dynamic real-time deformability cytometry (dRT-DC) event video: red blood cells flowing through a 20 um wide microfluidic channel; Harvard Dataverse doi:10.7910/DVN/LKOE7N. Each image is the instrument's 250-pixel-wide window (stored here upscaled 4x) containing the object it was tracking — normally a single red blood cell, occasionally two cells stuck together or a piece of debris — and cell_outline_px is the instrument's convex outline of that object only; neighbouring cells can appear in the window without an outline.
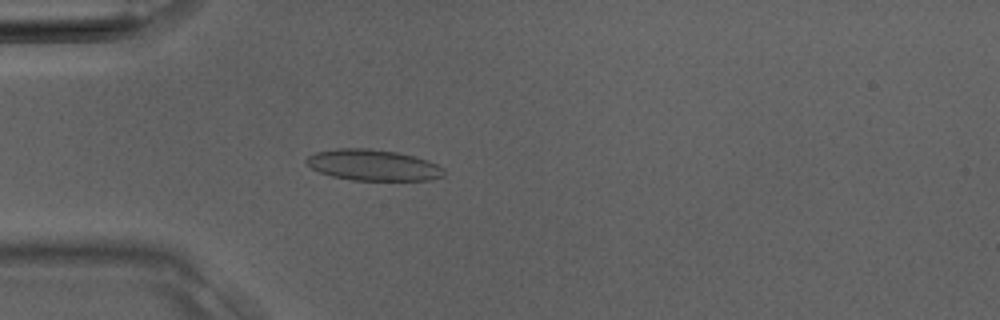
{"species": "Egyptian fruit bat (a non-hibernating species)", "species_latin": "Rousettus aegyptiacus", "temperature_condition": "room temperature", "stored_images_in_passage": 37, "camera_frame_rate_fps": 3000, "um_per_image_px": 0.085, "animal": {"sex": "male"}, "frame": {"image": 1, "passage_image": 11, "time_ms": 3.333, "image_size_px": [1000, 320], "cell_outline_px": [[444, 176], [432, 180], [352, 180], [332, 176], [320, 172], [304, 164], [304, 160], [308, 156], [316, 152], [336, 148], [368, 148], [396, 152], [428, 160], [444, 168]], "centroid_in_image_um": [31.69, 14.03], "position_along_channel_um": 53.3, "area_um2": 24.97}}
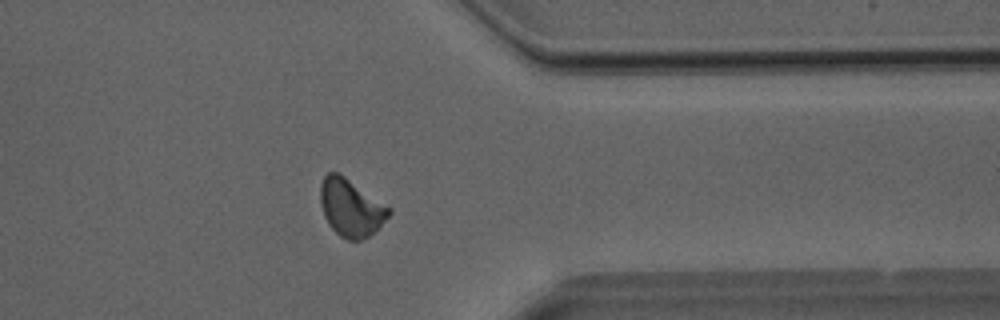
{"frame": {"image": 2, "passage_image": 30, "time_ms": 9.667, "image_size_px": [1000, 320], "cell_outline_px": [[392, 212], [364, 240], [348, 240], [340, 236], [328, 224], [324, 216], [320, 204], [320, 184], [324, 176], [328, 172], [336, 172], [344, 176], [392, 208]], "centroid_in_image_um": [29.8, 17.64], "position_along_channel_um": 381.6, "area_um2": 22.77}}
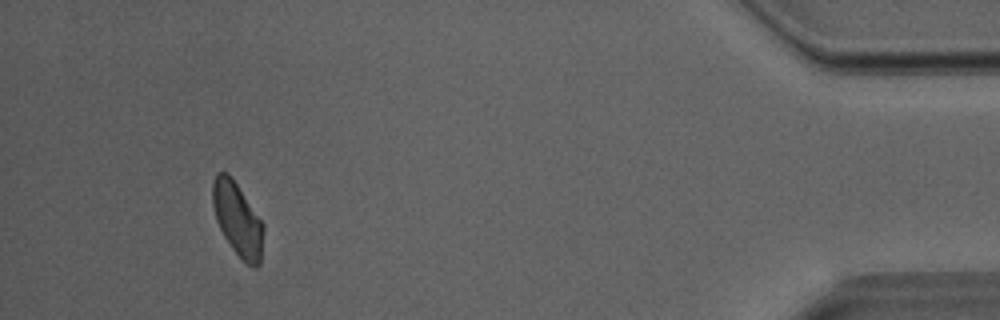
{"frame": {"image": 3, "passage_image": 35, "time_ms": 11.333, "image_size_px": [1000, 320], "cell_outline_px": [[264, 232], [260, 264], [256, 268], [248, 264], [232, 248], [224, 236], [216, 220], [212, 204], [212, 184], [216, 172], [228, 172], [232, 176], [264, 224]], "centroid_in_image_um": [20.19, 18.6], "position_along_channel_um": 415.0, "area_um2": 21.79}}